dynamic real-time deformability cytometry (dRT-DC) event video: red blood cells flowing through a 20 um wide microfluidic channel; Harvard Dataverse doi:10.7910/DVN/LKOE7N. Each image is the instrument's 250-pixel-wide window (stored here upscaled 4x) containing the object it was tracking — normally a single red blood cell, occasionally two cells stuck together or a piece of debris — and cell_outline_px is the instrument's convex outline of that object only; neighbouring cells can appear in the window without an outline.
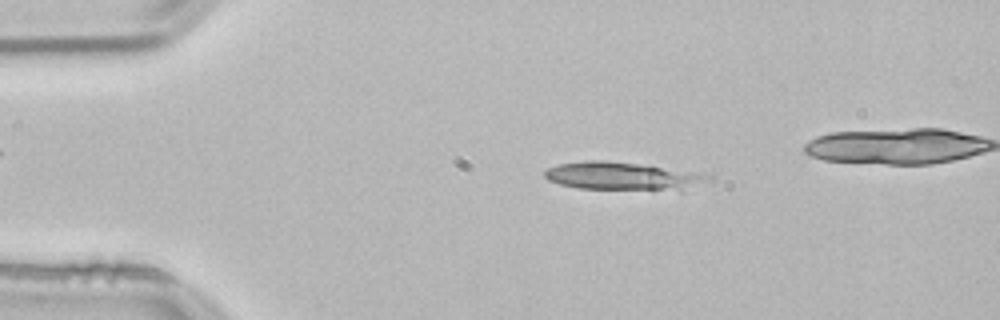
{"species": "common noctule bat (a hibernating species)", "species_latin": "Nyctalus noctula", "temperature_condition": "room temperature", "stored_images_in_passage": 5, "camera_frame_rate_fps": 3000, "um_per_image_px": 0.085, "animal": {"sex": "male", "body_mass_g": 21.5, "forearm_length_mm": 52.0}, "frame": {"image": 1, "passage_image": 1, "time_ms": 0.0, "image_size_px": [1000, 320], "cell_outline_px": [[712, 180], [680, 192], [652, 192], [580, 188], [560, 184], [548, 180], [544, 176], [544, 172], [548, 168], [560, 164], [584, 160], [600, 160], [652, 164], [704, 172], [712, 176]], "centroid_in_image_um": [53.15, 15.0], "position_along_channel_um": 31.9, "area_um2": 28.55}}